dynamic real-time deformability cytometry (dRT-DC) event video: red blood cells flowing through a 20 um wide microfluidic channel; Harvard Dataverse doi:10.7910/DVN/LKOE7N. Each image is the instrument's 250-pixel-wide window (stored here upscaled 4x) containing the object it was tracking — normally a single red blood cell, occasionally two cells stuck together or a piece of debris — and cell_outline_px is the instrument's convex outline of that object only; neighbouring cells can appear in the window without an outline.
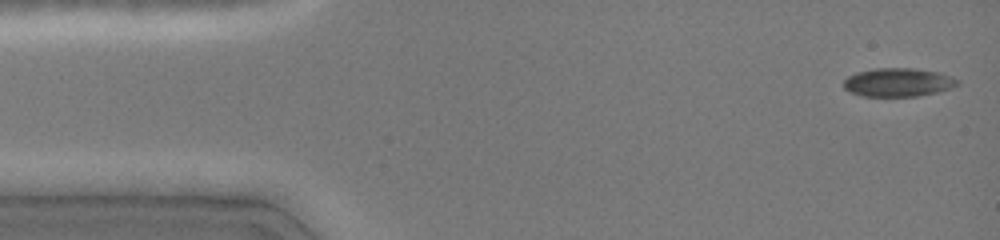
{"species": "common noctule bat (a hibernating species)", "species_latin": "Nyctalus noctula", "temperature_condition": "cold", "stored_images_in_passage": 45, "camera_frame_rate_fps": 3000, "um_per_image_px": 0.085, "animal": {"sex": "female", "body_mass_g": 19.0, "forearm_length_mm": 51.5}, "frame": {"image": 1, "passage_image": 1, "time_ms": 0.0, "image_size_px": [1000, 240], "cell_outline_px": [[960, 84], [952, 88], [940, 92], [916, 96], [864, 96], [848, 92], [844, 88], [844, 80], [848, 76], [856, 72], [876, 68], [912, 68], [940, 72], [952, 76], [960, 80]], "centroid_in_image_um": [76.38, 7.0], "position_along_channel_um": 8.6, "area_um2": 19.19}}
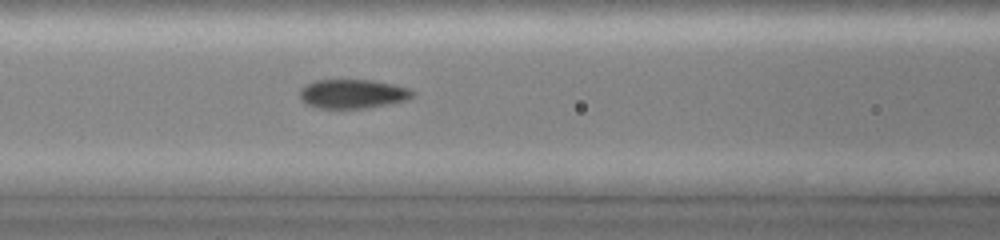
{"frame": {"image": 2, "passage_image": 18, "time_ms": 5.667, "image_size_px": [1000, 240], "cell_outline_px": [[416, 92], [408, 100], [368, 108], [316, 108], [304, 104], [300, 100], [300, 88], [316, 80], [372, 80], [412, 88]], "centroid_in_image_um": [29.99, 7.98], "position_along_channel_um": 136.6, "area_um2": 19.36}}
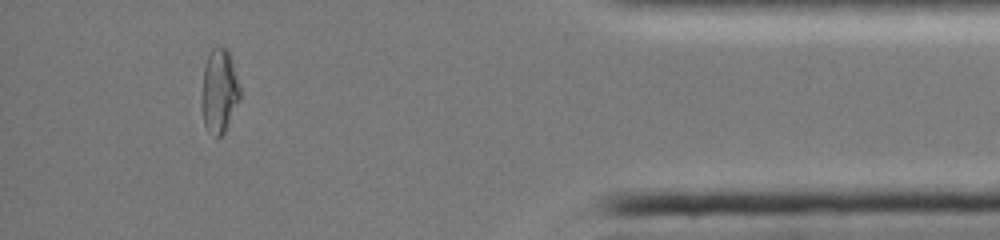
{"frame": {"image": 3, "passage_image": 41, "time_ms": 13.333, "image_size_px": [1000, 240], "cell_outline_px": [[240, 100], [224, 132], [216, 140], [204, 124], [200, 108], [200, 100], [204, 64], [212, 48], [216, 44], [228, 48], [240, 88]], "centroid_in_image_um": [18.61, 7.73], "position_along_channel_um": 416.6, "area_um2": 19.25}}